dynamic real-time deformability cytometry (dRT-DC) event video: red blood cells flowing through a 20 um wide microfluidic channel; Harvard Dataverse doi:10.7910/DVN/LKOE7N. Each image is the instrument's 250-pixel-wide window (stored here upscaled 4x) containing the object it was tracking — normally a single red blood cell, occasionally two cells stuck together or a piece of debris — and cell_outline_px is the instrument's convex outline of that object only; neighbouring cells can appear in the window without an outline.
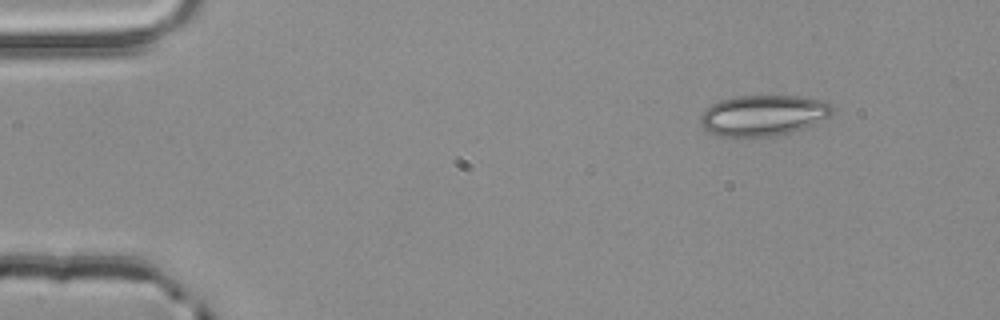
{"species": "common noctule bat (a hibernating species)", "species_latin": "Nyctalus noctula", "temperature_condition": "room temperature", "stored_images_in_passage": 3, "camera_frame_rate_fps": 3000, "um_per_image_px": 0.085, "animal": {"sex": "male", "body_mass_g": 20.4}, "frame": {"image": 1, "passage_image": 1, "time_ms": 0.0, "image_size_px": [1000, 320], "cell_outline_px": [[832, 112], [828, 116], [804, 128], [792, 132], [776, 136], [716, 136], [708, 132], [700, 124], [700, 116], [712, 104], [720, 100], [736, 96], [796, 96], [820, 100], [828, 104], [832, 108]], "centroid_in_image_um": [64.82, 9.81], "position_along_channel_um": 20.2, "area_um2": 30.98}}